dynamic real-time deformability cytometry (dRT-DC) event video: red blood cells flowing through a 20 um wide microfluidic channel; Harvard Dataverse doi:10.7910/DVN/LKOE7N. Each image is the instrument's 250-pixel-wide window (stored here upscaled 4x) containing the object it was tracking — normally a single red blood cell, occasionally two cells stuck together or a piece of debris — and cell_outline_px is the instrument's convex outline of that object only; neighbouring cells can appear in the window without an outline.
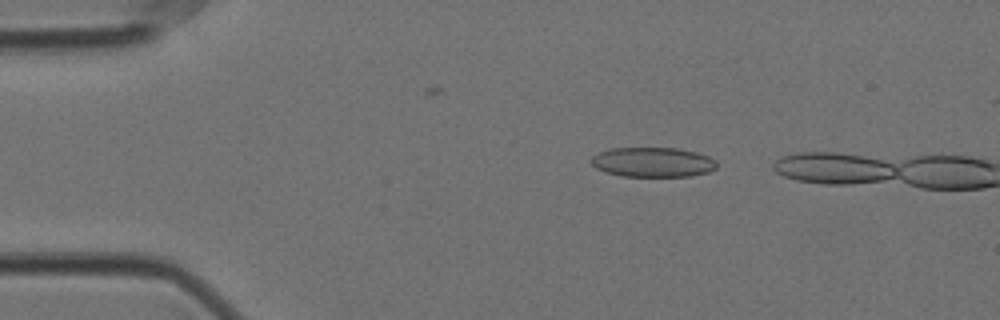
{"species": "Egyptian fruit bat (a non-hibernating species)", "species_latin": "Rousettus aegyptiacus", "temperature_condition": "cold", "stored_images_in_passage": 9, "camera_frame_rate_fps": 3000, "um_per_image_px": 0.085, "animal": {"sex": "female"}, "frame": {"image": 1, "passage_image": 2, "time_ms": 0.333, "image_size_px": [1000, 320], "cell_outline_px": [[716, 168], [708, 172], [692, 176], [620, 176], [596, 168], [592, 164], [592, 156], [600, 152], [612, 148], [680, 148], [696, 152], [708, 156], [716, 160]], "centroid_in_image_um": [55.52, 13.78], "position_along_channel_um": 29.5, "area_um2": 21.68}}
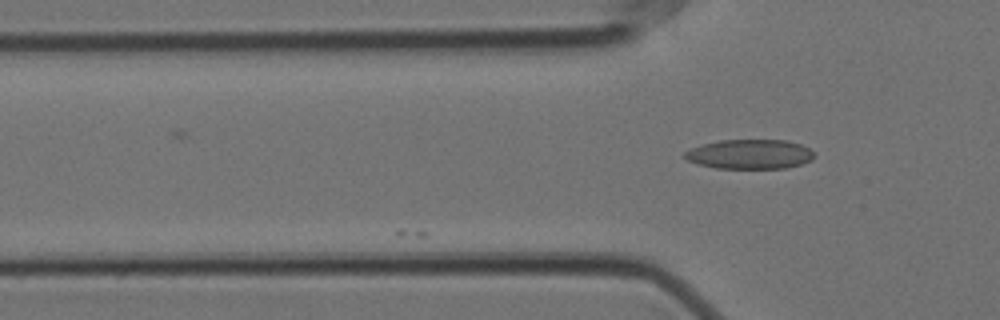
{"frame": {"image": 2, "passage_image": 9, "time_ms": 2.667, "image_size_px": [1000, 320], "cell_outline_px": [[816, 156], [812, 160], [800, 164], [784, 168], [716, 168], [700, 164], [688, 160], [684, 156], [684, 152], [692, 148], [704, 144], [720, 140], [784, 140], [800, 144], [808, 148]], "centroid_in_image_um": [63.75, 13.1], "position_along_channel_um": 62.0, "area_um2": 22.02}}